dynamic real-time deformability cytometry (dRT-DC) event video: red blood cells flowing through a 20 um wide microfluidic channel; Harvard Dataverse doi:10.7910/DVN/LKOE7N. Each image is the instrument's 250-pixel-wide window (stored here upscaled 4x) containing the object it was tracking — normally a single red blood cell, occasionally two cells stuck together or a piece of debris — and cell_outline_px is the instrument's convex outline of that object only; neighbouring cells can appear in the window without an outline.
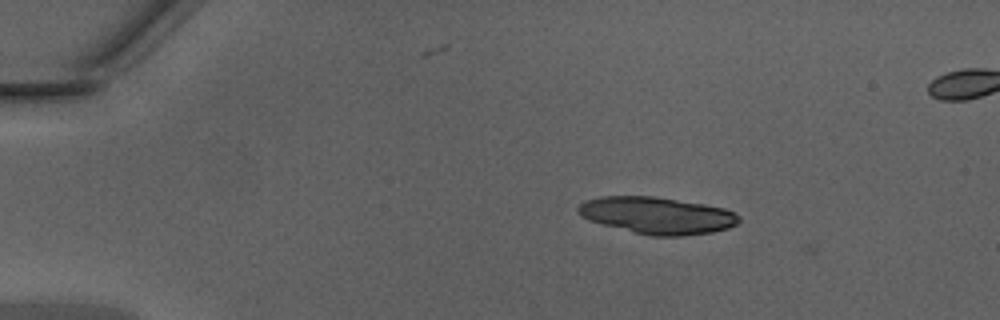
{"species": "Egyptian fruit bat (a non-hibernating species)", "species_latin": "Rousettus aegyptiacus", "temperature_condition": "warm", "stored_images_in_passage": 4, "camera_frame_rate_fps": 3000, "um_per_image_px": 0.085, "animal": {"sex": "male"}, "frame": {"image": 1, "passage_image": 3, "time_ms": 0.667, "image_size_px": [1000, 320], "cell_outline_px": [[740, 220], [736, 224], [728, 228], [712, 232], [684, 236], [652, 236], [588, 220], [576, 208], [584, 200], [604, 196], [652, 196], [704, 204], [724, 208], [740, 216]], "centroid_in_image_um": [55.88, 18.31], "position_along_channel_um": 29.1, "area_um2": 34.16}}